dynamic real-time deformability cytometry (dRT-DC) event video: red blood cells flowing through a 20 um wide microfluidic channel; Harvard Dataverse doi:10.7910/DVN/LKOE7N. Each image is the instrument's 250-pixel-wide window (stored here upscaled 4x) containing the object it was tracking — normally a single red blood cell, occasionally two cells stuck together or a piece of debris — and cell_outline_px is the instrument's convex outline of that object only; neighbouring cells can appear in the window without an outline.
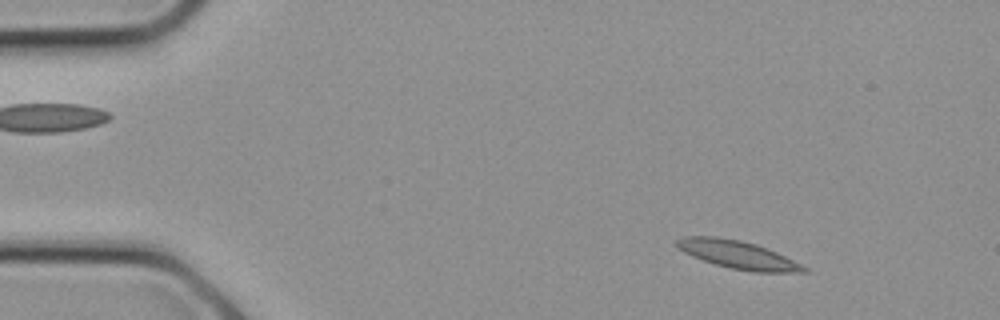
{"species": "common noctule bat (a hibernating species)", "species_latin": "Nyctalus noctula", "temperature_condition": "cold", "stored_images_in_passage": 8, "camera_frame_rate_fps": 3000, "um_per_image_px": 0.085, "animal": {"sex": "female", "body_mass_g": 21.9}, "frame": {"image": 1, "passage_image": 2, "time_ms": 0.333, "image_size_px": [1000, 320], "cell_outline_px": [[808, 272], [752, 272], [728, 268], [692, 256], [684, 252], [676, 244], [676, 240], [684, 236], [716, 236], [740, 240], [756, 244], [776, 252], [808, 268]], "centroid_in_image_um": [62.71, 21.65], "position_along_channel_um": 22.3, "area_um2": 20.52}}
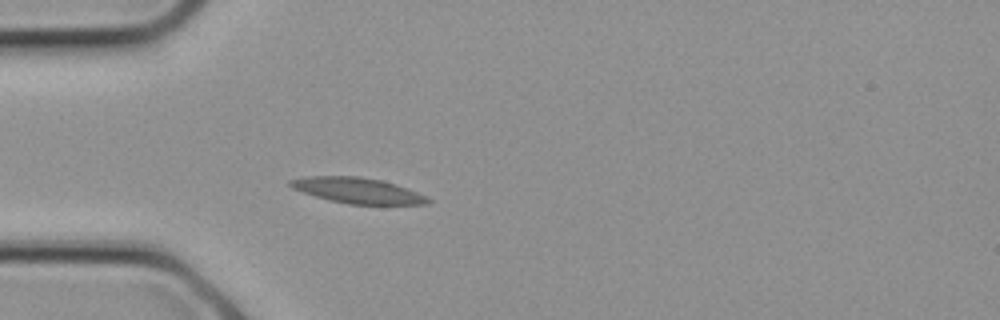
{"frame": {"image": 2, "passage_image": 6, "time_ms": 1.667, "image_size_px": [1000, 320], "cell_outline_px": [[432, 200], [424, 204], [348, 204], [328, 200], [292, 188], [288, 184], [288, 180], [312, 176], [356, 176], [380, 180], [416, 192]], "centroid_in_image_um": [30.33, 16.19], "position_along_channel_um": 54.7, "area_um2": 20.0}}
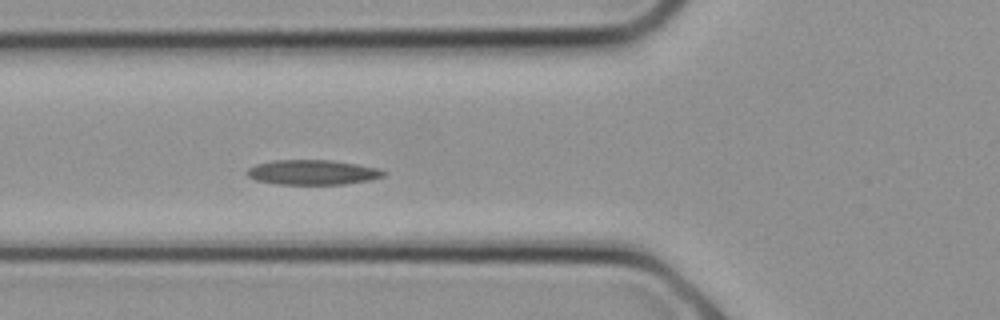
{"frame": {"image": 3, "passage_image": 8, "time_ms": 2.333, "image_size_px": [1000, 320], "cell_outline_px": [[388, 172], [384, 176], [368, 180], [344, 184], [280, 184], [256, 180], [248, 176], [244, 172], [248, 168], [256, 164], [272, 160], [332, 160], [380, 168]], "centroid_in_image_um": [26.57, 14.64], "position_along_channel_um": 99.2, "area_um2": 19.83}}